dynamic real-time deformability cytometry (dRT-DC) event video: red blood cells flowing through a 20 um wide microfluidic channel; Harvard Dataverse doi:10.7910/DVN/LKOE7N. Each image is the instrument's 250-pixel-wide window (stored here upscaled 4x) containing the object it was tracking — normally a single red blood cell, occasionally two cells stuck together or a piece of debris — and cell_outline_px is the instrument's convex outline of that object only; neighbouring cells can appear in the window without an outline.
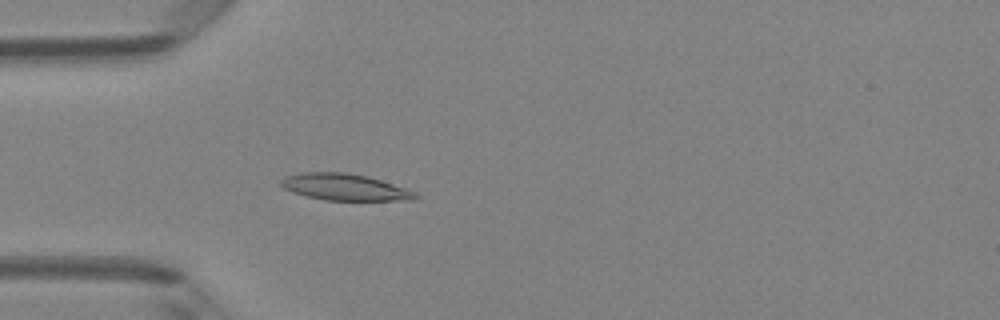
{"species": "Egyptian fruit bat (a non-hibernating species)", "species_latin": "Rousettus aegyptiacus", "temperature_condition": "room temperature", "stored_images_in_passage": 49, "camera_frame_rate_fps": 3000, "um_per_image_px": 0.085, "animal": {"sex": "female"}, "frame": {"image": 1, "passage_image": 15, "time_ms": 4.667, "image_size_px": [1000, 320], "cell_outline_px": [[420, 196], [412, 200], [324, 200], [292, 192], [284, 188], [280, 184], [280, 180], [284, 176], [304, 172], [344, 172], [368, 176], [416, 192]], "centroid_in_image_um": [29.28, 15.9], "position_along_channel_um": 55.7, "area_um2": 20.69}}
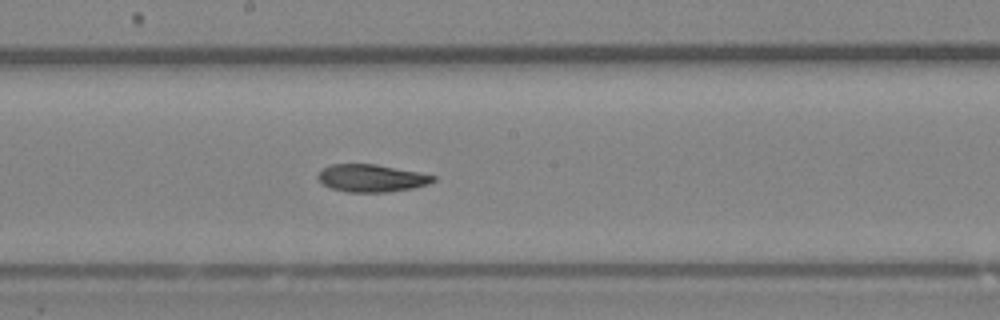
{"frame": {"image": 2, "passage_image": 27, "time_ms": 8.667, "image_size_px": [1000, 320], "cell_outline_px": [[436, 180], [428, 184], [412, 188], [388, 192], [348, 192], [332, 188], [324, 184], [316, 176], [324, 168], [332, 164], [376, 164], [436, 176]], "centroid_in_image_um": [31.58, 15.14], "position_along_channel_um": 216.6, "area_um2": 18.21}}
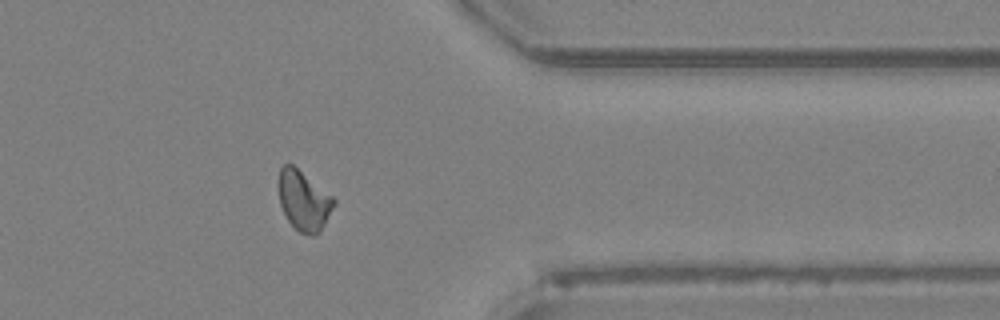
{"frame": {"image": 3, "passage_image": 40, "time_ms": 13.0, "image_size_px": [1000, 320], "cell_outline_px": [[336, 204], [320, 232], [316, 236], [312, 236], [300, 232], [288, 220], [280, 204], [276, 184], [280, 168], [284, 164], [292, 164], [332, 196], [336, 200]], "centroid_in_image_um": [25.8, 17.05], "position_along_channel_um": 385.6, "area_um2": 19.42}}